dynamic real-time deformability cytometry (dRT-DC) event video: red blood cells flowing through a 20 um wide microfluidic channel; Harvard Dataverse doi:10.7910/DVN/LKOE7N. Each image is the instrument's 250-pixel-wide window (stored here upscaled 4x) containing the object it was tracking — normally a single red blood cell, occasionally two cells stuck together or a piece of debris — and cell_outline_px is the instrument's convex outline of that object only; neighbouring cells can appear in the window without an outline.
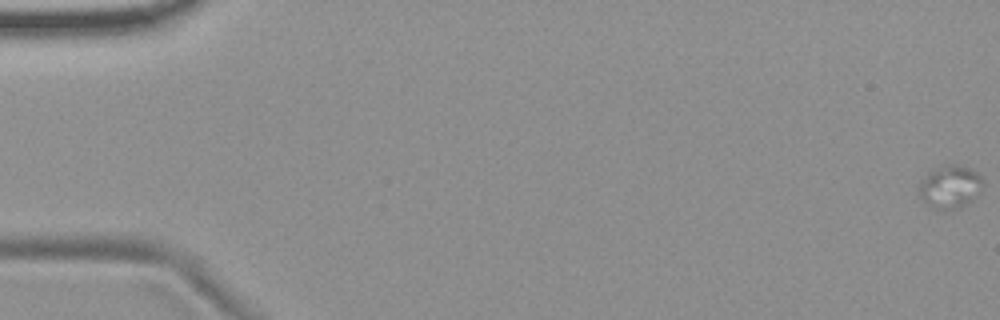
{"species": "common noctule bat (a hibernating species)", "species_latin": "Nyctalus noctula", "temperature_condition": "room temperature", "stored_images_in_passage": 21, "camera_frame_rate_fps": 3000, "um_per_image_px": 0.085, "animal": {"sex": "female", "body_mass_g": 19.9}, "frame": {"image": 1, "passage_image": 1, "time_ms": 0.0, "image_size_px": [1000, 320], "cell_outline_px": [[984, 180], [972, 200], [956, 208], [944, 212], [932, 208], [920, 196], [920, 184], [924, 176], [928, 172], [948, 164], [952, 164], [968, 168], [976, 172]], "centroid_in_image_um": [80.73, 15.9], "position_along_channel_um": 4.3, "area_um2": 15.55}}
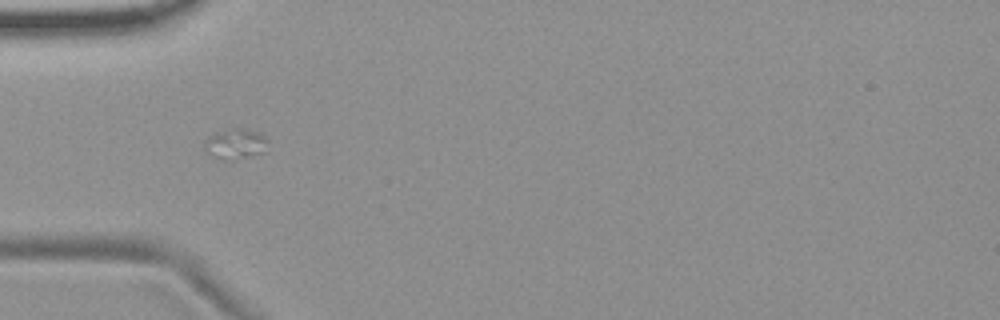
{"frame": {"image": 2, "passage_image": 19, "time_ms": 6.0, "image_size_px": [1000, 320], "cell_outline_px": [[268, 140], [264, 152], [232, 160], [224, 160], [204, 152], [204, 140], [208, 136], [232, 128], [244, 128], [256, 132], [264, 136]], "centroid_in_image_um": [19.98, 12.23], "position_along_channel_um": 65.0, "area_um2": 11.1}}